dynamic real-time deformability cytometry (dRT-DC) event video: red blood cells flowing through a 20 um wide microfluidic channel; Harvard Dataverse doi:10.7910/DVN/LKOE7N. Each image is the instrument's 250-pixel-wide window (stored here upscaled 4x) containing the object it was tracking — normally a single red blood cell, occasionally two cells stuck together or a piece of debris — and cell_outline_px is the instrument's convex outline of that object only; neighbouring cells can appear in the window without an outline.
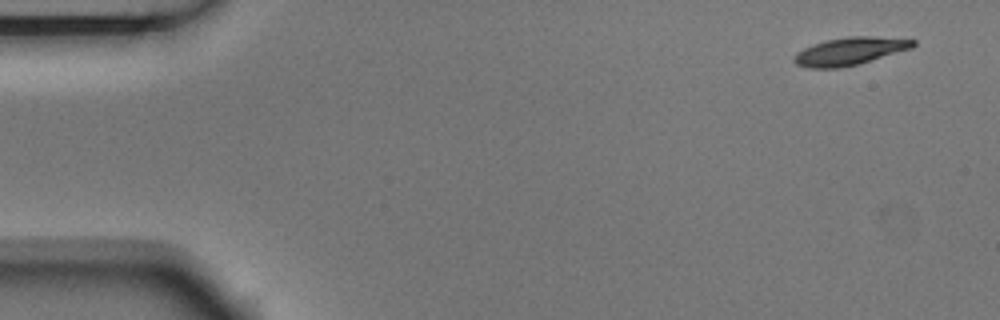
{"species": "Egyptian fruit bat (a non-hibernating species)", "species_latin": "Rousettus aegyptiacus", "temperature_condition": "room temperature", "stored_images_in_passage": 4, "segment_of_instrument_passage": [2, 2], "camera_frame_rate_fps": 3000, "um_per_image_px": 0.085, "animal": {"sex": "male"}, "frame": {"image": 1, "passage_image": 4, "time_ms": 1.0, "image_size_px": [1000, 320], "cell_outline_px": [[916, 44], [912, 48], [856, 64], [840, 68], [808, 68], [796, 64], [792, 60], [792, 56], [796, 52], [812, 44], [828, 40], [848, 36], [868, 36], [916, 40]], "centroid_in_image_um": [72.17, 4.35], "position_along_channel_um": 12.8, "area_um2": 19.02}}